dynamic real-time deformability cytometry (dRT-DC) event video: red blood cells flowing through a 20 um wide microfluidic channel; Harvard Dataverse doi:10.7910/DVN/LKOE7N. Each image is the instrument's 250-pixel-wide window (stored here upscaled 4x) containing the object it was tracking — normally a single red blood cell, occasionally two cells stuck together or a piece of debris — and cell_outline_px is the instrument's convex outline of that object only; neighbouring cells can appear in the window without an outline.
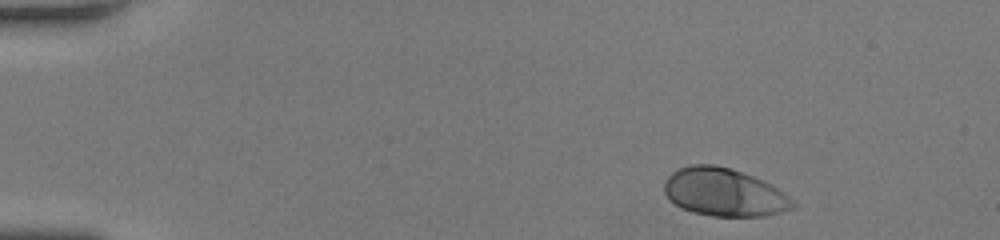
{"species": "human", "species_latin": "Homo sapiens", "temperature_condition": "room temperature", "stored_images_in_passage": 46, "camera_frame_rate_fps": 3000, "um_per_image_px": 0.085, "donor": {"sex": "female"}, "frame": {"image": 1, "passage_image": 1, "time_ms": 0.0, "image_size_px": [1000, 240], "cell_outline_px": [[796, 204], [792, 208], [780, 212], [764, 216], [712, 216], [692, 212], [680, 208], [664, 192], [664, 180], [672, 172], [680, 168], [692, 164], [716, 164], [752, 176], [772, 184], [788, 196]], "centroid_in_image_um": [61.53, 16.34], "position_along_channel_um": 23.5, "area_um2": 35.72}}
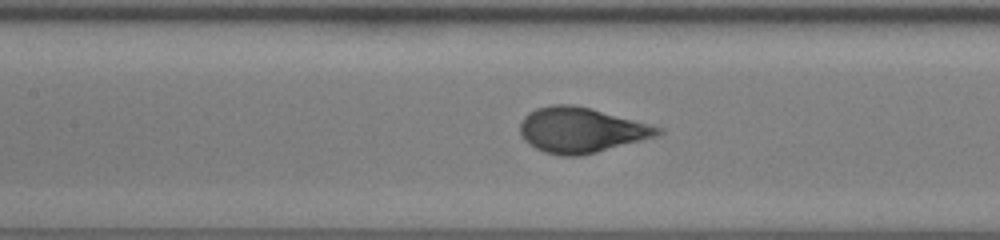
{"frame": {"image": 2, "passage_image": 19, "time_ms": 6.0, "image_size_px": [1000, 240], "cell_outline_px": [[664, 132], [660, 136], [596, 152], [576, 156], [564, 156], [544, 152], [528, 144], [520, 136], [520, 124], [524, 116], [528, 112], [536, 108], [552, 104], [572, 104], [588, 108], [664, 128]], "centroid_in_image_um": [49.38, 11.06], "position_along_channel_um": 158.0, "area_um2": 36.24}}
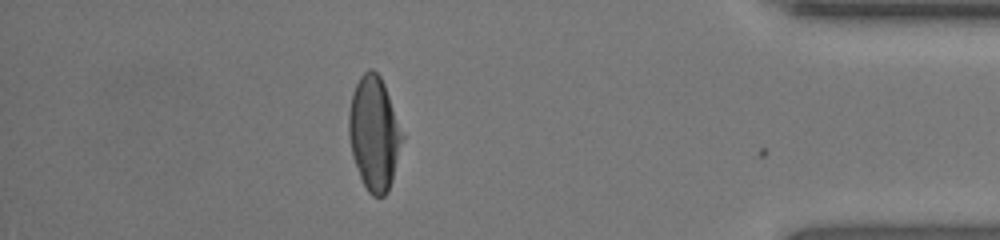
{"frame": {"image": 3, "passage_image": 40, "time_ms": 13.0, "image_size_px": [1000, 240], "cell_outline_px": [[404, 136], [392, 180], [388, 192], [384, 196], [372, 196], [368, 192], [360, 176], [352, 156], [348, 132], [348, 112], [352, 92], [360, 76], [368, 68], [372, 68], [380, 76], [384, 84]], "centroid_in_image_um": [31.78, 11.33], "position_along_channel_um": 403.4, "area_um2": 35.37}, "authors_computed_cell_mechanics": {"area_um2": 35.8649, "velocity_mm_per_s": 4.0205, "shape_relaxation_time_tau1_ms": 3.5628, "shape_relaxation_time_tau2_ms": null, "deformation_change_tau1": 0.2324, "deformation_change_tau2": null}}